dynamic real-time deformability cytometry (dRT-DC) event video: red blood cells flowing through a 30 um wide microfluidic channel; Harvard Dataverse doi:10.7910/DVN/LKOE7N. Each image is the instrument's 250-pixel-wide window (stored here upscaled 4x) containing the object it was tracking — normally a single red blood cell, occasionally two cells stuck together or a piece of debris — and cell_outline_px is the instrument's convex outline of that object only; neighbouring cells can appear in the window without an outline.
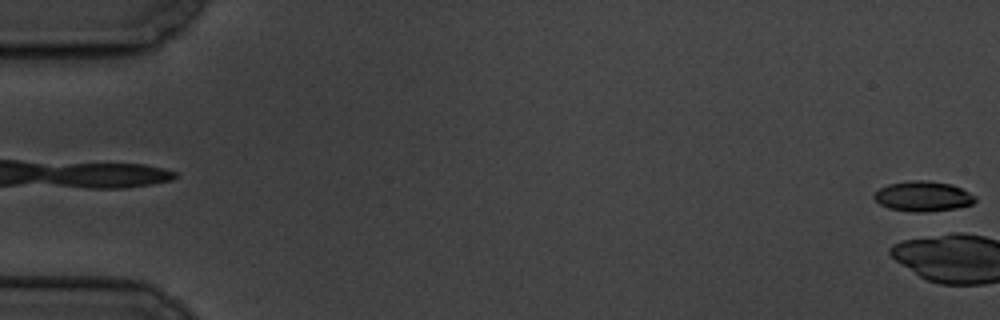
{"species": "common noctule bat (a hibernating species)", "species_latin": "Nyctalus noctula", "temperature_condition": "cold", "stored_images_in_passage": 6, "camera_frame_rate_fps": 3000, "um_per_image_px": 0.085, "animal": {"sex": "male", "body_mass_g": 19.5, "forearm_length_mm": 54.6}, "frame": {"image": 1, "passage_image": 6, "time_ms": 5.667, "image_size_px": [1000, 320], "cell_outline_px": [[976, 200], [972, 204], [956, 208], [928, 212], [912, 212], [888, 208], [880, 204], [872, 196], [880, 188], [888, 184], [912, 180], [928, 180], [952, 184], [976, 196]], "centroid_in_image_um": [78.46, 16.68], "position_along_channel_um": 6.5, "area_um2": 17.8}}